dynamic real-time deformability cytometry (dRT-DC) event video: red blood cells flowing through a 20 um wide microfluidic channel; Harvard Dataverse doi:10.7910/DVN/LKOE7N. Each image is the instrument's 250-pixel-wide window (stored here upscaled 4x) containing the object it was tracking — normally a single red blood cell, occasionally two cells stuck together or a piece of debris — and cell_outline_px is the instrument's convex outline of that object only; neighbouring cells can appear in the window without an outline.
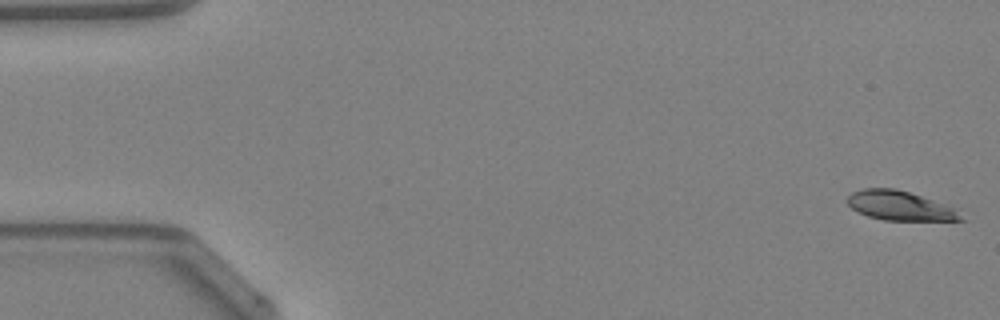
{"species": "Egyptian fruit bat (a non-hibernating species)", "species_latin": "Rousettus aegyptiacus", "temperature_condition": "warm", "stored_images_in_passage": 48, "camera_frame_rate_fps": 3000, "um_per_image_px": 0.085, "animal": {"sex": "female"}, "frame": {"image": 1, "passage_image": 1, "time_ms": 0.0, "image_size_px": [1000, 320], "cell_outline_px": [[964, 220], [884, 220], [868, 216], [856, 212], [844, 200], [852, 192], [864, 188], [892, 188], [908, 192], [948, 204]], "centroid_in_image_um": [76.41, 17.48], "position_along_channel_um": 8.6, "area_um2": 19.25}}
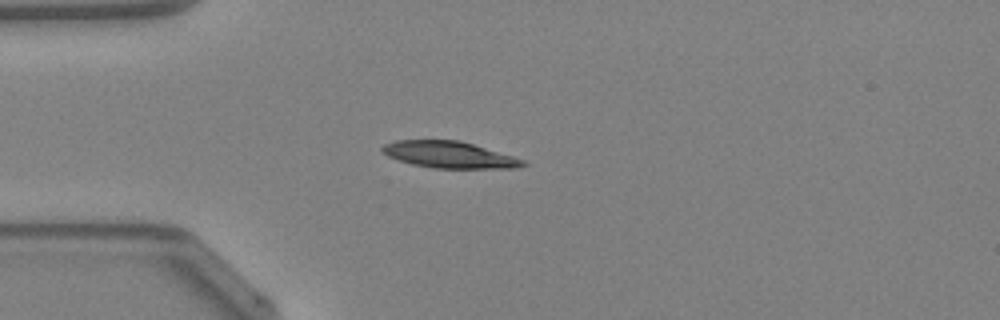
{"frame": {"image": 2, "passage_image": 13, "time_ms": 4.0, "image_size_px": [1000, 320], "cell_outline_px": [[528, 164], [516, 168], [432, 168], [412, 164], [388, 156], [380, 152], [380, 148], [384, 144], [396, 140], [460, 140], [512, 156], [524, 160]], "centroid_in_image_um": [38.15, 13.15], "position_along_channel_um": 46.8, "area_um2": 21.73}}
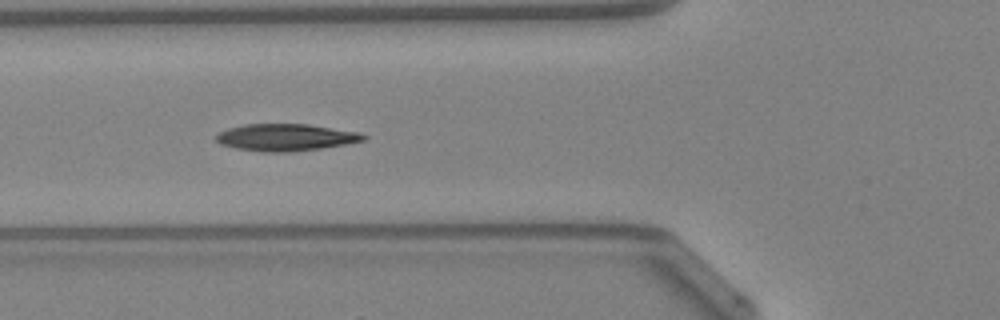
{"frame": {"image": 3, "passage_image": 18, "time_ms": 5.667, "image_size_px": [1000, 320], "cell_outline_px": [[368, 136], [364, 140], [344, 144], [320, 148], [292, 152], [260, 152], [236, 148], [220, 144], [216, 140], [216, 136], [220, 132], [228, 128], [244, 124], [308, 124], [360, 132]], "centroid_in_image_um": [24.28, 11.67], "position_along_channel_um": 101.5, "area_um2": 23.18}, "authors_computed_cell_mechanics": {"area_um2": 22.1085, "velocity_mm_per_s": 4.2646, "shape_relaxation_time_tau1_ms": 11.2979, "shape_relaxation_time_tau2_ms": null, "deformation_change_tau1": 0.2723, "deformation_change_tau2": null}}